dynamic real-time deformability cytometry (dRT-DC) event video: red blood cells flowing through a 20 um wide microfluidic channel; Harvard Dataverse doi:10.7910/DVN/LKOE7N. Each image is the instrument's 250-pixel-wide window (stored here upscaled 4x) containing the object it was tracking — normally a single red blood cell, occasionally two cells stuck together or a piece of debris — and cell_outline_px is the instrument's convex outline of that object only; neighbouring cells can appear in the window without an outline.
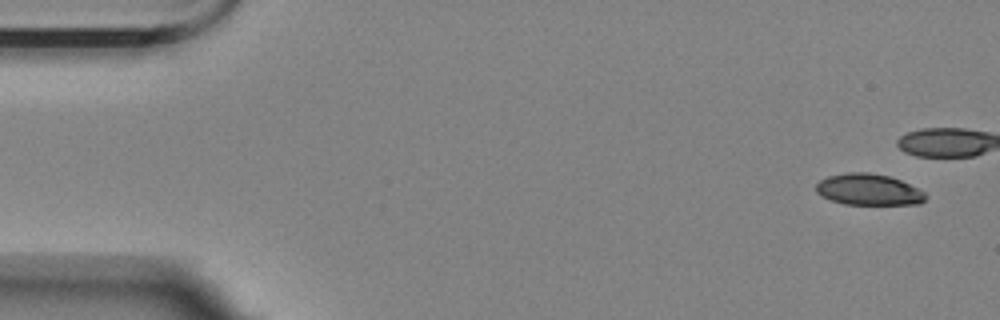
{"species": "Egyptian fruit bat (a non-hibernating species)", "species_latin": "Rousettus aegyptiacus", "temperature_condition": "room temperature", "stored_images_in_passage": 4, "camera_frame_rate_fps": 3000, "um_per_image_px": 0.085, "animal": {"sex": "female"}, "frame": {"image": 1, "passage_image": 1, "time_ms": 0.0, "image_size_px": [1000, 320], "cell_outline_px": [[924, 200], [920, 204], [844, 204], [832, 200], [816, 192], [816, 184], [820, 180], [828, 176], [848, 172], [868, 172], [888, 176], [900, 180], [924, 192]], "centroid_in_image_um": [73.8, 16.11], "position_along_channel_um": 11.2, "area_um2": 19.65}}